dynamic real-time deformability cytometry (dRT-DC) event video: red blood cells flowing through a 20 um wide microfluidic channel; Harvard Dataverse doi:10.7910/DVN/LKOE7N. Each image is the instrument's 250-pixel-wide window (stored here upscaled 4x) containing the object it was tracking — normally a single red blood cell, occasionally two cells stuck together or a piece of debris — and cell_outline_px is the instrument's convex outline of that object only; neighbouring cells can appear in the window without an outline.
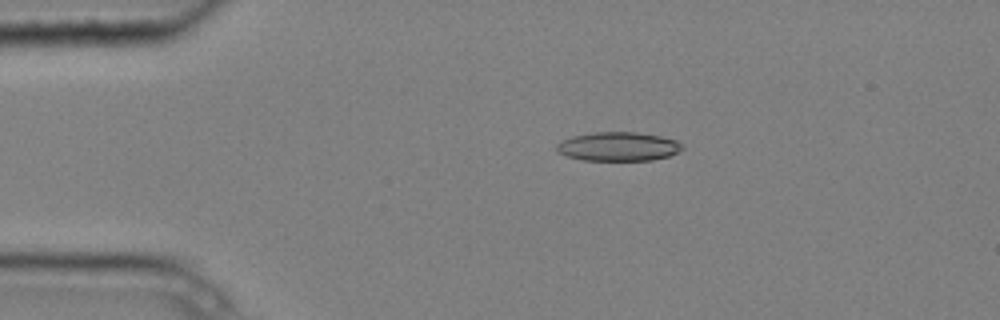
{"species": "common noctule bat (a hibernating species)", "species_latin": "Nyctalus noctula", "temperature_condition": "cold", "stored_images_in_passage": 6, "camera_frame_rate_fps": 3000, "um_per_image_px": 0.085, "animal": {"sex": "male", "body_mass_g": 20.4}, "frame": {"image": 1, "passage_image": 3, "time_ms": 0.667, "image_size_px": [1000, 320], "cell_outline_px": [[684, 148], [668, 156], [652, 160], [580, 160], [568, 156], [560, 152], [556, 148], [556, 144], [572, 136], [596, 132], [636, 132], [660, 136], [676, 140], [684, 144]], "centroid_in_image_um": [52.58, 12.45], "position_along_channel_um": 32.4, "area_um2": 21.04}}
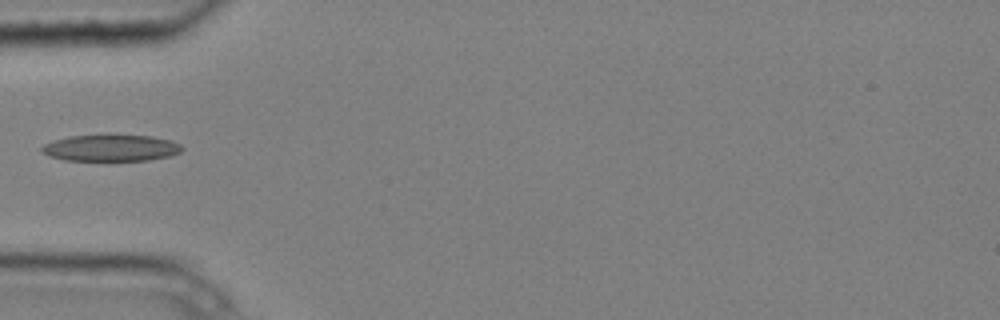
{"frame": {"image": 2, "passage_image": 5, "time_ms": 1.333, "image_size_px": [1000, 320], "cell_outline_px": [[184, 148], [180, 152], [168, 156], [148, 160], [64, 160], [40, 152], [40, 148], [44, 144], [68, 136], [108, 132], [152, 136], [172, 140], [180, 144]], "centroid_in_image_um": [9.44, 12.52], "position_along_channel_um": 75.6, "area_um2": 22.48}}
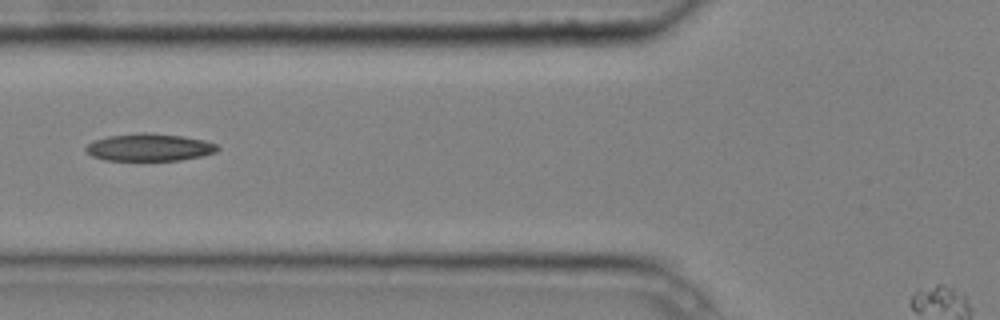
{"frame": {"image": 3, "passage_image": 6, "time_ms": 1.667, "image_size_px": [1000, 320], "cell_outline_px": [[220, 148], [216, 152], [200, 156], [180, 160], [104, 160], [92, 156], [84, 148], [92, 140], [108, 136], [140, 132], [148, 132], [184, 136], [204, 140], [216, 144]], "centroid_in_image_um": [12.68, 12.51], "position_along_channel_um": 113.1, "area_um2": 21.1}}